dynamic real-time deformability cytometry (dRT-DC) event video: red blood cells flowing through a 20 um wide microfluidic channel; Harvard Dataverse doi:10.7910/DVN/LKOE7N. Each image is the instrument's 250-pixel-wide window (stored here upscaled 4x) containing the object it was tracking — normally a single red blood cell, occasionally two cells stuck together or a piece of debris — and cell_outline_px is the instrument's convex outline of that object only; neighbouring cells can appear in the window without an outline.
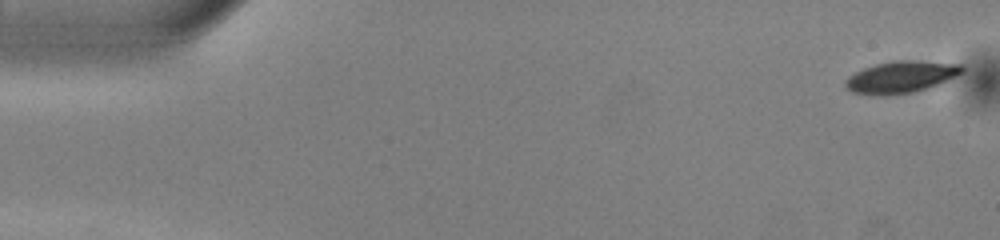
{"species": "common noctule bat (a hibernating species)", "species_latin": "Nyctalus noctula", "temperature_condition": "warm", "stored_images_in_passage": 8, "camera_frame_rate_fps": 3000, "um_per_image_px": 0.085, "animal": {"sex": "male", "body_mass_g": 13.0, "forearm_length_mm": 53.1}, "frame": {"image": 1, "passage_image": 1, "time_ms": 0.0, "image_size_px": [1000, 240], "cell_outline_px": [[964, 72], [940, 84], [928, 88], [912, 92], [884, 96], [872, 96], [852, 92], [844, 84], [844, 80], [848, 76], [864, 68], [876, 64], [892, 60], [920, 60], [964, 64]], "centroid_in_image_um": [76.61, 6.54], "position_along_channel_um": 8.4, "area_um2": 22.08}}